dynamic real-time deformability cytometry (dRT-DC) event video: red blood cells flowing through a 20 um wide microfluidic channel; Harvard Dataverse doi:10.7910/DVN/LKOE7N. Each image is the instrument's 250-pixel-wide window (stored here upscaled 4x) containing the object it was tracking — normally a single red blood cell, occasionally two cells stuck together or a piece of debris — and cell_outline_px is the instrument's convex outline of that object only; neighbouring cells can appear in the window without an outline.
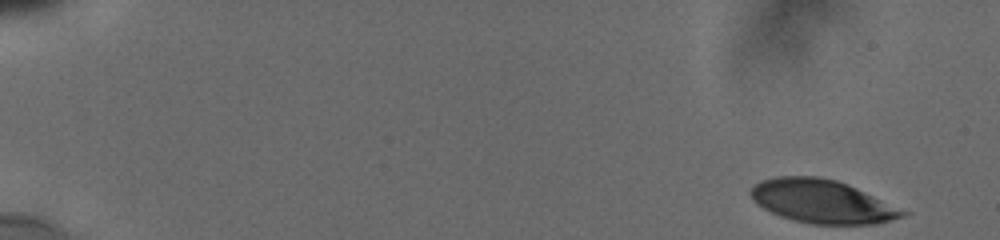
{"species": "human", "species_latin": "Homo sapiens", "temperature_condition": "cold", "stored_images_in_passage": 19, "camera_frame_rate_fps": 3000, "um_per_image_px": 0.085, "donor": {"sex": "male"}, "frame": {"image": 1, "passage_image": 1, "time_ms": 0.0, "image_size_px": [1000, 240], "cell_outline_px": [[912, 212], [904, 216], [876, 224], [812, 224], [792, 220], [780, 216], [756, 204], [752, 200], [748, 192], [760, 180], [776, 176], [816, 176], [836, 180], [856, 188]], "centroid_in_image_um": [69.88, 17.12], "position_along_channel_um": 15.1, "area_um2": 38.55}}
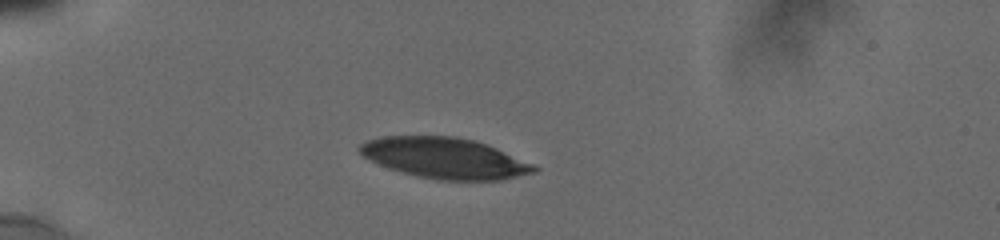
{"frame": {"image": 2, "passage_image": 12, "time_ms": 4.333, "image_size_px": [1000, 240], "cell_outline_px": [[540, 168], [536, 172], [500, 180], [440, 180], [416, 176], [388, 168], [368, 160], [356, 148], [360, 144], [368, 140], [384, 136], [456, 136], [472, 140], [496, 148], [532, 164]], "centroid_in_image_um": [37.76, 13.44], "position_along_channel_um": 47.2, "area_um2": 41.21}}
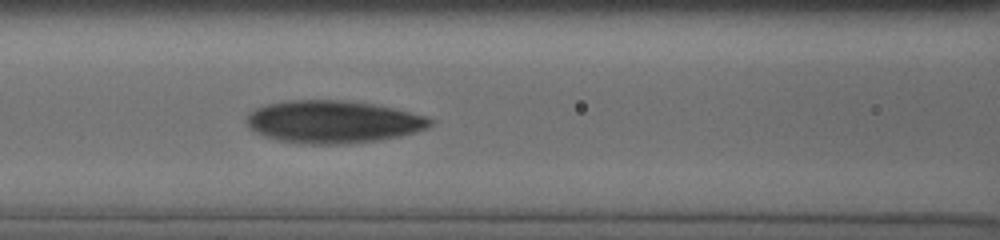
{"frame": {"image": 3, "passage_image": 19, "time_ms": 7.667, "image_size_px": [1000, 240], "cell_outline_px": [[436, 120], [428, 128], [400, 136], [380, 140], [344, 144], [300, 144], [280, 140], [264, 136], [248, 128], [244, 120], [248, 112], [256, 108], [268, 104], [284, 100], [344, 100], [372, 104], [392, 108], [428, 116]], "centroid_in_image_um": [28.29, 10.35], "position_along_channel_um": 138.3, "area_um2": 45.89}}